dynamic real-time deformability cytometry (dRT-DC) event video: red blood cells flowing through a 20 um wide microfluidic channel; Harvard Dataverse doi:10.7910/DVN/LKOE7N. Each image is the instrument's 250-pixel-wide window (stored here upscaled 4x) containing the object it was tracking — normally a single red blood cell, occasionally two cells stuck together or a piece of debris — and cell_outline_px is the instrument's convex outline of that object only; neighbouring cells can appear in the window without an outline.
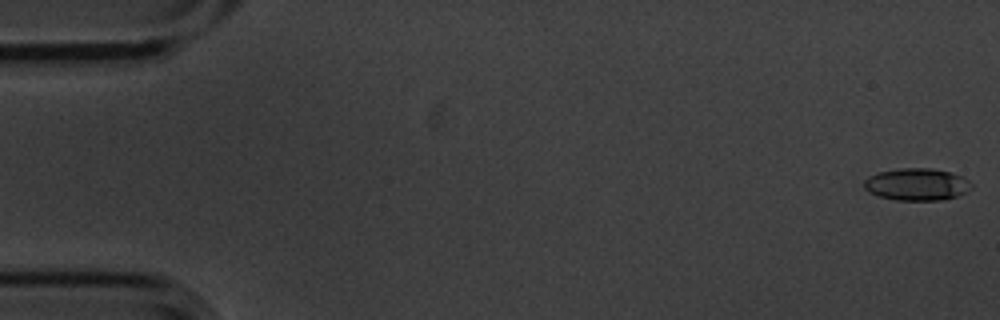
{"species": "common noctule bat (a hibernating species)", "species_latin": "Nyctalus noctula", "temperature_condition": "cold", "stored_images_in_passage": 5, "camera_frame_rate_fps": 3000, "um_per_image_px": 0.085, "animal": {"sex": "male", "body_mass_g": 20.1, "forearm_length_mm": 53.5}, "frame": {"image": 1, "passage_image": 1, "time_ms": 0.0, "image_size_px": [1000, 320], "cell_outline_px": [[972, 188], [956, 196], [940, 200], [896, 200], [880, 196], [868, 192], [864, 188], [864, 180], [868, 176], [880, 172], [900, 168], [928, 168], [948, 172], [960, 176], [968, 180], [972, 184]], "centroid_in_image_um": [77.89, 15.67], "position_along_channel_um": 7.1, "area_um2": 19.88}}
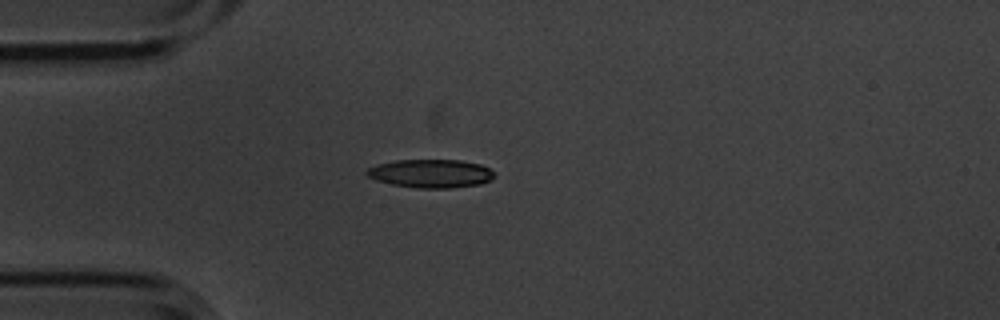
{"frame": {"image": 2, "passage_image": 5, "time_ms": 1.333, "image_size_px": [1000, 320], "cell_outline_px": [[496, 176], [492, 180], [480, 184], [448, 188], [420, 188], [392, 184], [376, 180], [368, 176], [364, 172], [368, 168], [376, 164], [396, 160], [460, 160], [480, 164], [496, 172]], "centroid_in_image_um": [36.64, 14.74], "position_along_channel_um": 48.4, "area_um2": 21.21}}